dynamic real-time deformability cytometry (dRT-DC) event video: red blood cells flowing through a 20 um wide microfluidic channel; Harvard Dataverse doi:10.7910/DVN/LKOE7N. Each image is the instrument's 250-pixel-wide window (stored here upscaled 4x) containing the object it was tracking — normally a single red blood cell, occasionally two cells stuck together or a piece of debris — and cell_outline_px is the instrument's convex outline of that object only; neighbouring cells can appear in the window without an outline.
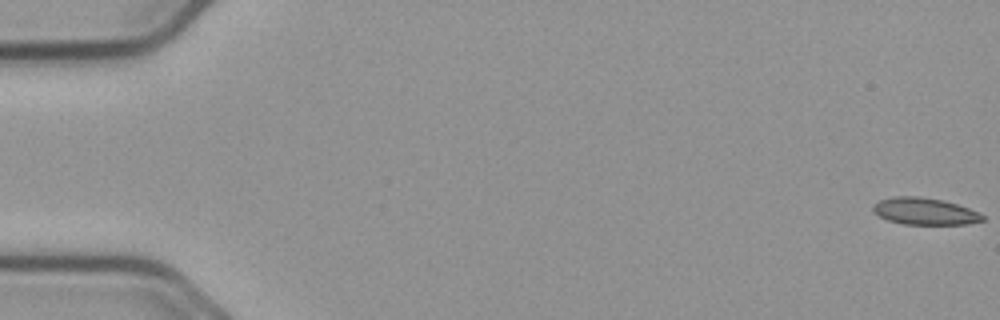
{"species": "common noctule bat (a hibernating species)", "species_latin": "Nyctalus noctula", "temperature_condition": "cold", "stored_images_in_passage": 12, "camera_frame_rate_fps": 3000, "um_per_image_px": 0.085, "animal": {"sex": "male", "body_mass_g": 23.1, "forearm_length_mm": 52.7}, "frame": {"image": 1, "passage_image": 1, "time_ms": 0.0, "image_size_px": [1000, 320], "cell_outline_px": [[984, 220], [968, 224], [904, 224], [888, 220], [872, 212], [872, 204], [880, 200], [892, 196], [920, 196], [944, 200], [980, 212], [984, 216]], "centroid_in_image_um": [78.58, 17.95], "position_along_channel_um": 6.4, "area_um2": 17.28}}